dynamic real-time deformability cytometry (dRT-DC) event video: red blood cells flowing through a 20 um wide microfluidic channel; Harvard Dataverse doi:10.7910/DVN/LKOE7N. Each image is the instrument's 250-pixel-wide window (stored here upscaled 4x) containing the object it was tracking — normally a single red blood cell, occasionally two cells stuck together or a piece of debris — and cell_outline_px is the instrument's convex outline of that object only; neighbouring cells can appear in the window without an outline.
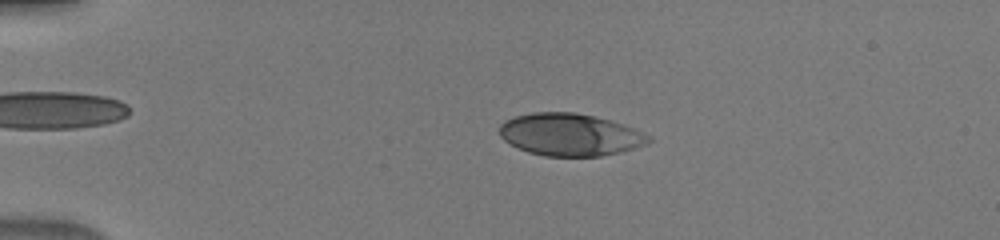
{"species": "human", "species_latin": "Homo sapiens", "temperature_condition": "warm", "stored_images_in_passage": 49, "camera_frame_rate_fps": 3000, "um_per_image_px": 0.085, "donor": {"sex": "male"}, "frame": {"image": 1, "passage_image": 11, "time_ms": 3.333, "image_size_px": [1000, 240], "cell_outline_px": [[652, 140], [648, 144], [620, 152], [600, 156], [544, 156], [528, 152], [504, 140], [500, 136], [500, 124], [504, 120], [516, 116], [532, 112], [576, 112], [608, 120], [632, 128], [652, 136]], "centroid_in_image_um": [48.45, 11.45], "position_along_channel_um": 36.6, "area_um2": 36.59}}
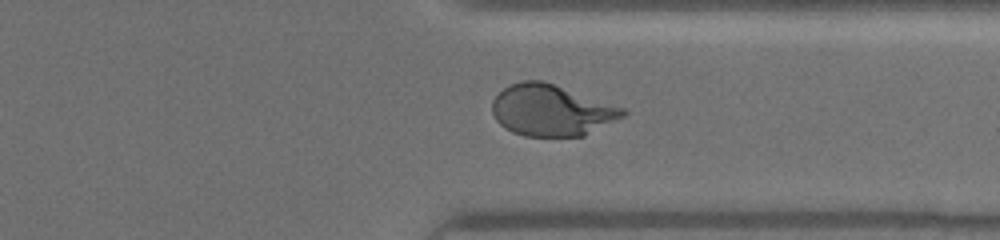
{"frame": {"image": 2, "passage_image": 39, "time_ms": 12.667, "image_size_px": [1000, 240], "cell_outline_px": [[628, 112], [624, 116], [584, 136], [524, 136], [512, 132], [504, 128], [496, 120], [492, 112], [492, 100], [504, 88], [512, 84], [524, 80], [544, 80], [628, 108]], "centroid_in_image_um": [46.91, 9.36], "position_along_channel_um": 364.5, "area_um2": 39.48}}
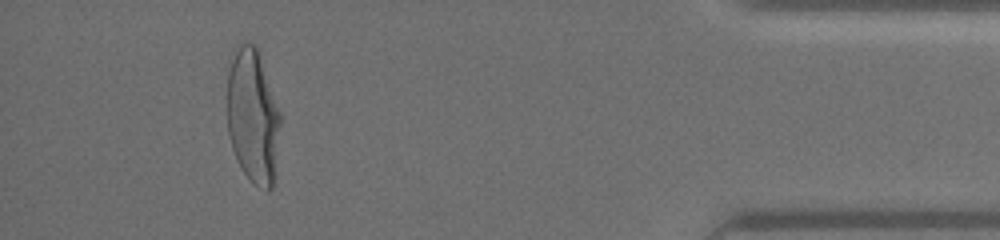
{"frame": {"image": 3, "passage_image": 46, "time_ms": 15.0, "image_size_px": [1000, 240], "cell_outline_px": [[280, 124], [272, 188], [268, 192], [252, 184], [240, 168], [232, 148], [228, 132], [228, 72], [232, 48], [236, 44], [256, 44], [280, 112]], "centroid_in_image_um": [21.47, 9.87], "position_along_channel_um": 413.7, "area_um2": 41.73}}